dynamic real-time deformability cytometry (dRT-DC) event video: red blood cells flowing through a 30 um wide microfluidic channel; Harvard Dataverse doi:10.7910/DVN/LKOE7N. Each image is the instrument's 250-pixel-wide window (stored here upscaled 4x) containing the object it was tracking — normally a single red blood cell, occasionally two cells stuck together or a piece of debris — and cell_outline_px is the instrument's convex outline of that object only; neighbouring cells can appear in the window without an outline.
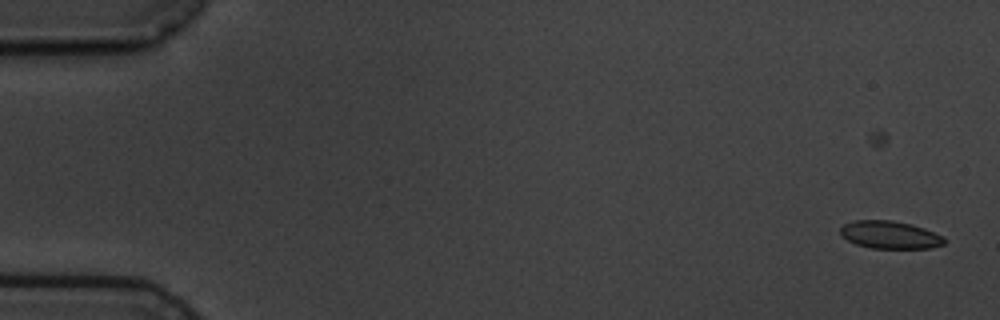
{"species": "common noctule bat (a hibernating species)", "species_latin": "Nyctalus noctula", "temperature_condition": "cold", "stored_images_in_passage": 7, "camera_frame_rate_fps": 3000, "um_per_image_px": 0.085, "animal": {"sex": "male", "body_mass_g": 19.5, "forearm_length_mm": 54.6}, "frame": {"image": 1, "passage_image": 2, "time_ms": 1.0, "image_size_px": [1000, 320], "cell_outline_px": [[944, 244], [928, 248], [872, 248], [856, 244], [848, 240], [840, 232], [840, 228], [844, 224], [856, 220], [892, 220], [912, 224], [924, 228], [944, 236]], "centroid_in_image_um": [75.66, 19.95], "position_along_channel_um": 9.3, "area_um2": 16.65}}
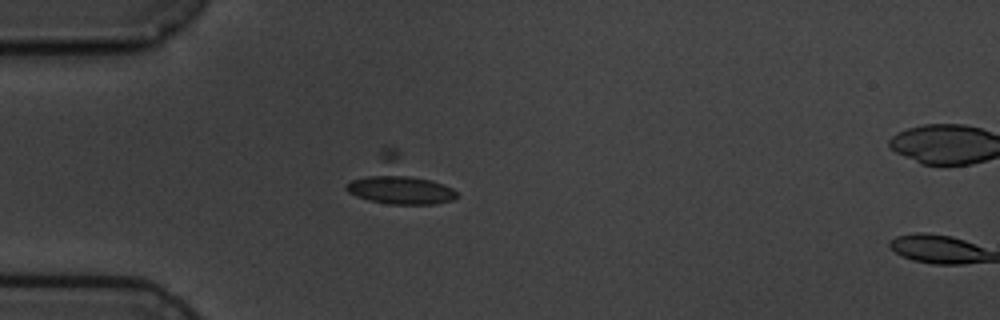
{"frame": {"image": 2, "passage_image": 6, "time_ms": 5.667, "image_size_px": [1000, 320], "cell_outline_px": [[456, 196], [452, 200], [436, 204], [388, 204], [368, 200], [356, 196], [348, 192], [344, 188], [344, 184], [384, 148], [392, 144], [452, 188], [456, 192]], "centroid_in_image_um": [33.84, 15.4], "position_along_channel_um": 51.2, "area_um2": 29.02}}